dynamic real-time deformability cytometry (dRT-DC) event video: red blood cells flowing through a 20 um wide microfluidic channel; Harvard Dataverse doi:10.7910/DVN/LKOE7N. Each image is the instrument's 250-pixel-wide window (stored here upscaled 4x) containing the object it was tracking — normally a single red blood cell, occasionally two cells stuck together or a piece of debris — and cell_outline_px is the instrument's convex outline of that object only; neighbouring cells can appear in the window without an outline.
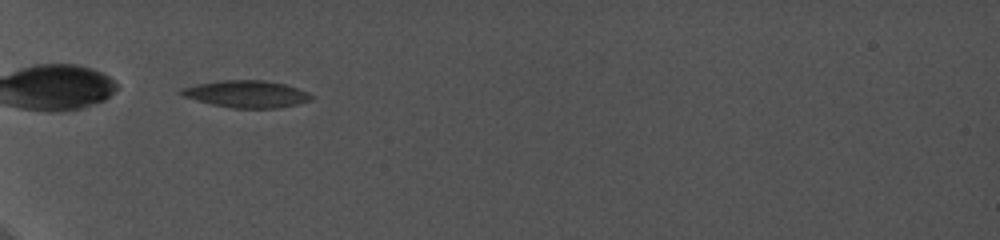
{"species": "common noctule bat (a hibernating species)", "species_latin": "Nyctalus noctula", "temperature_condition": "cold", "stored_images_in_passage": 16, "camera_frame_rate_fps": 5000, "um_per_image_px": 0.085, "animal": {"sex": "female", "body_mass_g": 19.0, "forearm_length_mm": 56.7}, "frame": {"image": 1, "passage_image": 1, "time_ms": 0.0, "image_size_px": [1000, 240], "cell_outline_px": [[316, 96], [312, 100], [280, 108], [232, 108], [212, 104], [196, 100], [184, 96], [176, 92], [180, 88], [196, 84], [220, 80], [264, 80], [284, 84], [308, 92]], "centroid_in_image_um": [20.95, 7.99], "position_along_channel_um": 64.1, "area_um2": 20.63}}
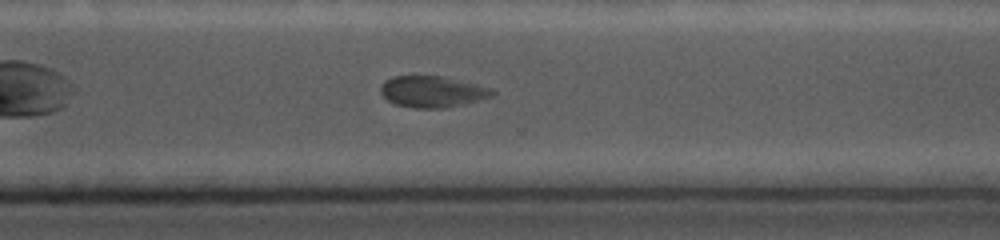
{"frame": {"image": 2, "passage_image": 12, "time_ms": 7.8, "image_size_px": [1000, 240], "cell_outline_px": [[496, 92], [492, 96], [464, 104], [440, 108], [412, 108], [396, 104], [388, 100], [380, 92], [380, 84], [384, 80], [392, 76], [444, 76], [496, 88]], "centroid_in_image_um": [36.77, 7.77], "position_along_channel_um": 333.8, "area_um2": 20.63}}
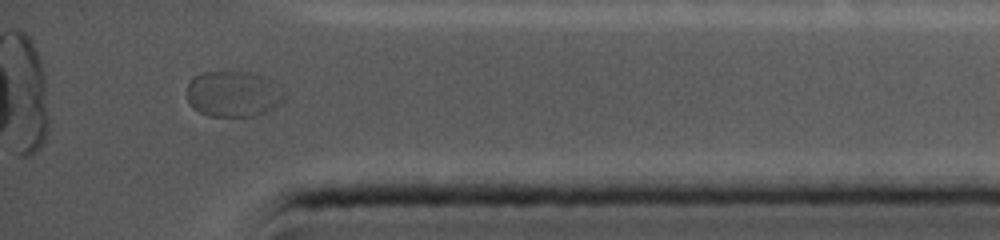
{"frame": {"image": 3, "passage_image": 15, "time_ms": 10.0, "image_size_px": [1000, 240], "cell_outline_px": [[284, 100], [272, 108], [256, 116], [208, 116], [192, 108], [188, 100], [188, 84], [196, 76], [204, 72], [256, 72], [284, 92]], "centroid_in_image_um": [19.8, 8.0], "position_along_channel_um": 415.4, "area_um2": 25.61}}